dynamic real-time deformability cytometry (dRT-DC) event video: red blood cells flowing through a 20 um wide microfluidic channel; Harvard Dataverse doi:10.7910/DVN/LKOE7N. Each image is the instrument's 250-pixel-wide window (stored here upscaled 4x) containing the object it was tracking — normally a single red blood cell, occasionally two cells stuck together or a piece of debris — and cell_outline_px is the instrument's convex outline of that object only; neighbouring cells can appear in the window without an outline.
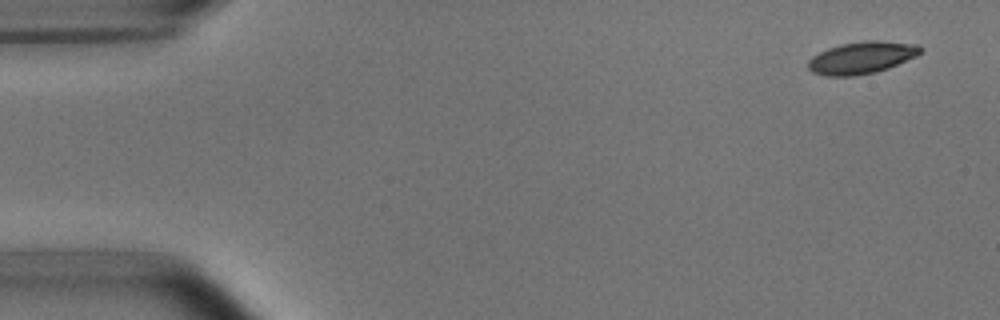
{"species": "common noctule bat (a hibernating species)", "species_latin": "Nyctalus noctula", "temperature_condition": "room temperature", "stored_images_in_passage": 2, "camera_frame_rate_fps": 3000, "um_per_image_px": 0.085, "animal": {"sex": "male", "body_mass_g": 15.6}, "frame": {"image": 1, "passage_image": 1, "time_ms": 0.0, "image_size_px": [1000, 320], "cell_outline_px": [[924, 48], [916, 56], [888, 68], [876, 72], [852, 76], [824, 76], [812, 72], [808, 68], [808, 60], [812, 56], [828, 48], [840, 44], [868, 40], [876, 40], [916, 44]], "centroid_in_image_um": [73.22, 4.9], "position_along_channel_um": 11.8, "area_um2": 20.98}}